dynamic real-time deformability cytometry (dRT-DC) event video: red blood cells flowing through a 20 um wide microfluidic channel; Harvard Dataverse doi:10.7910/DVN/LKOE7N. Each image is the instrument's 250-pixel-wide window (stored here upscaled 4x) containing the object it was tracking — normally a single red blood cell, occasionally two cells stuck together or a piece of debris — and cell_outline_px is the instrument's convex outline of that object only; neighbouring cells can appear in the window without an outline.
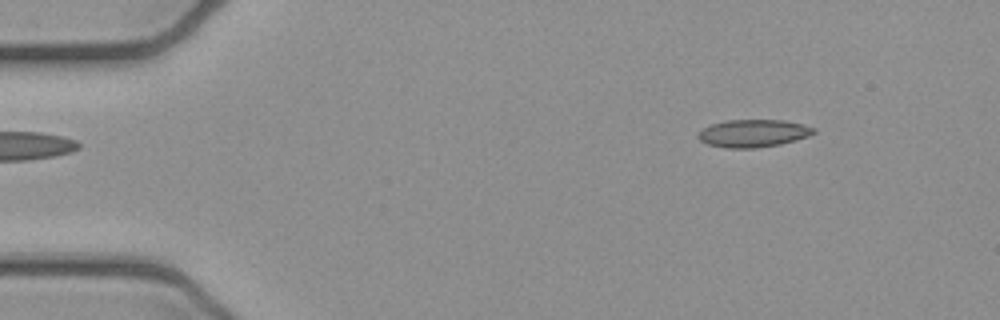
{"species": "common noctule bat (a hibernating species)", "species_latin": "Nyctalus noctula", "temperature_condition": "cold", "stored_images_in_passage": 3, "camera_frame_rate_fps": 3000, "um_per_image_px": 0.085, "animal": {"sex": "female", "body_mass_g": 21.9}, "frame": {"image": 1, "passage_image": 1, "time_ms": 0.0, "image_size_px": [1000, 320], "cell_outline_px": [[816, 132], [808, 136], [796, 140], [780, 144], [756, 148], [728, 148], [708, 144], [700, 140], [696, 136], [704, 128], [712, 124], [728, 120], [784, 120], [804, 124], [816, 128]], "centroid_in_image_um": [64.06, 11.33], "position_along_channel_um": 20.9, "area_um2": 18.55}}
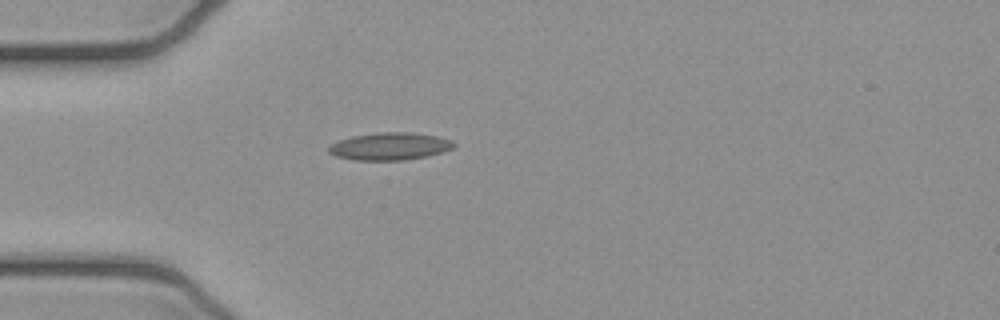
{"frame": {"image": 2, "passage_image": 3, "time_ms": 0.667, "image_size_px": [1000, 320], "cell_outline_px": [[456, 144], [452, 148], [444, 152], [428, 156], [404, 160], [352, 160], [336, 156], [328, 152], [328, 148], [332, 144], [340, 140], [352, 136], [380, 132], [412, 132], [436, 136], [452, 140]], "centroid_in_image_um": [33.16, 12.44], "position_along_channel_um": 51.8, "area_um2": 20.06}}